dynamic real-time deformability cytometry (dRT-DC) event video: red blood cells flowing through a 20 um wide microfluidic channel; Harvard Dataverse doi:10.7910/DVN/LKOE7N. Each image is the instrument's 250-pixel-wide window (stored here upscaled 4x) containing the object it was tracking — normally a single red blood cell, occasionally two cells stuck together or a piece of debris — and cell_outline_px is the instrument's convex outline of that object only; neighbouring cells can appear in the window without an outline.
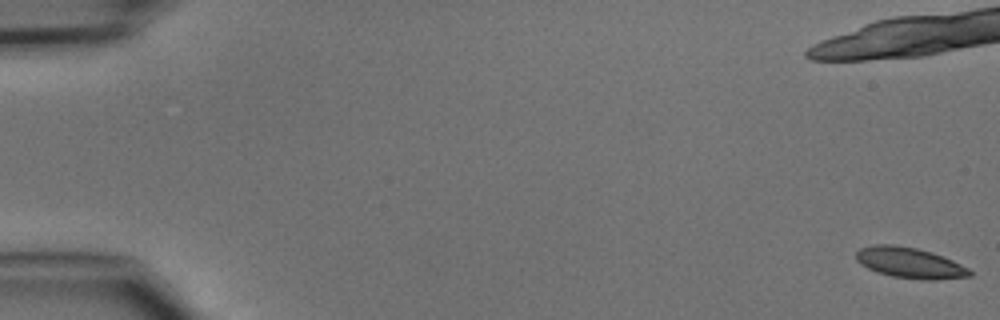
{"species": "common noctule bat (a hibernating species)", "species_latin": "Nyctalus noctula", "temperature_condition": "cold", "stored_images_in_passage": 37, "camera_frame_rate_fps": 3000, "um_per_image_px": 0.085, "animal": {"sex": "male", "body_mass_g": 15.6}, "frame": {"image": 1, "passage_image": 1, "time_ms": 0.0, "image_size_px": [1000, 320], "cell_outline_px": [[972, 276], [936, 280], [920, 280], [892, 276], [868, 268], [860, 264], [856, 260], [856, 252], [860, 248], [872, 244], [896, 244], [916, 248], [932, 252], [952, 260], [968, 268], [972, 272]], "centroid_in_image_um": [77.33, 22.33], "position_along_channel_um": 7.7, "area_um2": 20.4}}